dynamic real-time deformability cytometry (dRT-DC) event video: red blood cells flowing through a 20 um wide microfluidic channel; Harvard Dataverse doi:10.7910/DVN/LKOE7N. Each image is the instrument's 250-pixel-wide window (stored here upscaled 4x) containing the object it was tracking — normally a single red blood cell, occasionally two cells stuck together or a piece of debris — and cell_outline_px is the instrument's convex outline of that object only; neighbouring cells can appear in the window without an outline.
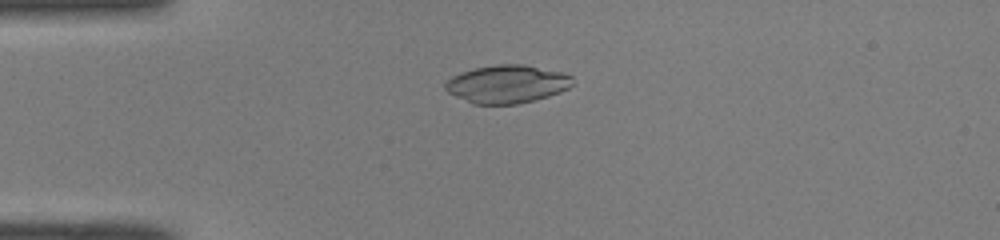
{"species": "common noctule bat (a hibernating species)", "species_latin": "Nyctalus noctula", "temperature_condition": "room temperature", "stored_images_in_passage": 40, "camera_frame_rate_fps": 3000, "um_per_image_px": 0.085, "animal": {"sex": "male", "body_mass_g": 19.0, "forearm_length_mm": 50.8}, "frame": {"image": 1, "passage_image": 3, "time_ms": 0.667, "image_size_px": [1000, 240], "cell_outline_px": [[572, 84], [568, 88], [560, 92], [548, 96], [516, 104], [472, 104], [448, 92], [444, 88], [444, 84], [452, 76], [460, 72], [472, 68], [496, 64], [524, 64], [564, 72], [572, 76]], "centroid_in_image_um": [43.08, 7.13], "position_along_channel_um": 41.9, "area_um2": 28.32}}
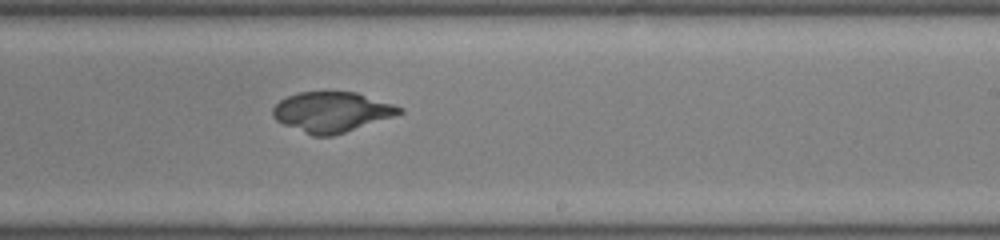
{"frame": {"image": 2, "passage_image": 21, "time_ms": 6.667, "image_size_px": [1000, 240], "cell_outline_px": [[404, 112], [332, 136], [312, 136], [284, 124], [276, 120], [272, 116], [272, 108], [280, 100], [288, 96], [300, 92], [356, 92], [404, 108]], "centroid_in_image_um": [28.16, 9.51], "position_along_channel_um": 260.8, "area_um2": 29.19}}
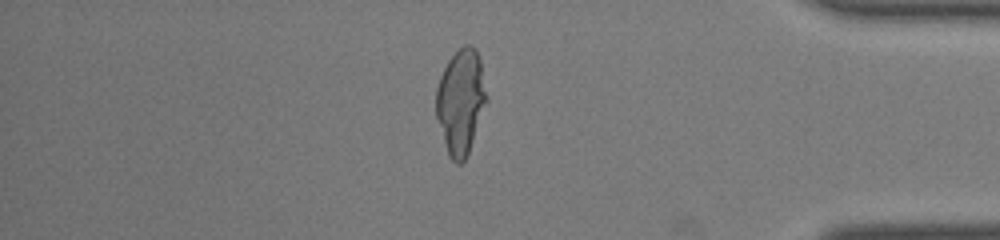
{"frame": {"image": 3, "passage_image": 33, "time_ms": 10.667, "image_size_px": [1000, 240], "cell_outline_px": [[488, 100], [468, 152], [464, 160], [460, 164], [456, 164], [448, 156], [436, 116], [436, 88], [440, 76], [448, 60], [464, 44], [472, 44], [476, 48], [480, 60]], "centroid_in_image_um": [39.16, 8.62], "position_along_channel_um": 396.0, "area_um2": 30.81}}